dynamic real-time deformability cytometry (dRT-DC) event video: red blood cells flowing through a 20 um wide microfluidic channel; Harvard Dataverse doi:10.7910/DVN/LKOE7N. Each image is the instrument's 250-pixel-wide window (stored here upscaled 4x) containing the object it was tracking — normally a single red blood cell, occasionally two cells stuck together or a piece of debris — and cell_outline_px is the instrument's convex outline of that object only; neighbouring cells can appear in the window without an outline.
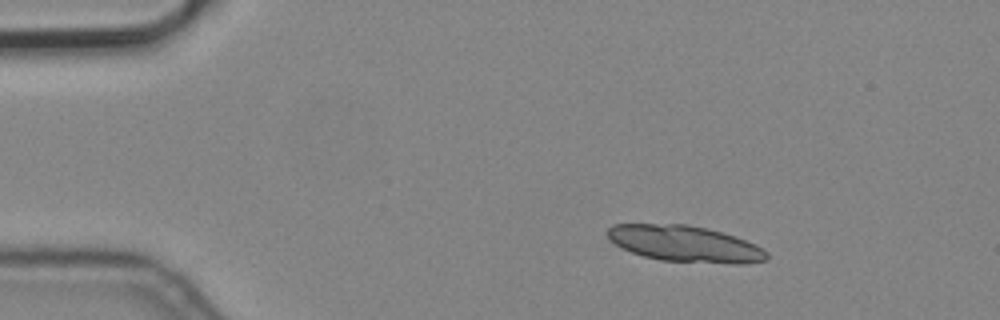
{"species": "common noctule bat (a hibernating species)", "species_latin": "Nyctalus noctula", "temperature_condition": "cold", "stored_images_in_passage": 1, "camera_frame_rate_fps": 3000, "um_per_image_px": 0.085, "animal": {"sex": "male", "body_mass_g": 19.2, "forearm_length_mm": 51.8}, "frame": {"image": 1, "passage_image": 1, "time_ms": 0.0, "image_size_px": [1000, 320], "cell_outline_px": [[768, 260], [744, 264], [732, 264], [660, 260], [644, 256], [620, 248], [608, 236], [608, 228], [612, 224], [688, 224], [708, 228], [736, 236], [756, 244], [764, 248], [768, 252]], "centroid_in_image_um": [58.28, 20.72], "position_along_channel_um": 26.7, "area_um2": 33.87}}